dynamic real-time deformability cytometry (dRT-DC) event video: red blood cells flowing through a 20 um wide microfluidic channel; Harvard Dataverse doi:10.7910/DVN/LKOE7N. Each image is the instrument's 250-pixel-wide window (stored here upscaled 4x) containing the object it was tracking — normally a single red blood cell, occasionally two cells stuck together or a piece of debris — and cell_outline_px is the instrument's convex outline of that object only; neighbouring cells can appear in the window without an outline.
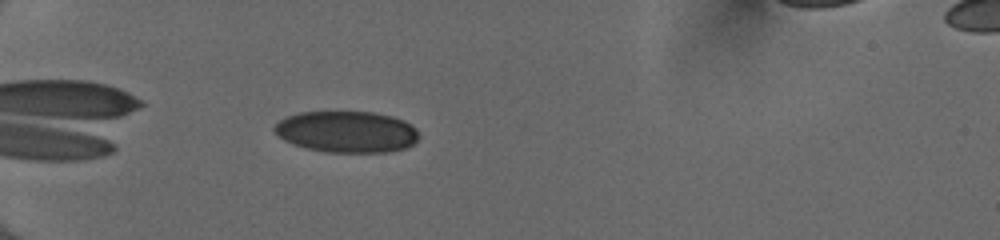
{"species": "human", "species_latin": "Homo sapiens", "temperature_condition": "cold", "stored_images_in_passage": 36, "camera_frame_rate_fps": 3000, "um_per_image_px": 0.085, "donor": {"sex": "female"}, "frame": {"image": 1, "passage_image": 1, "time_ms": 0.0, "image_size_px": [1000, 240], "cell_outline_px": [[420, 136], [412, 144], [404, 148], [388, 152], [324, 152], [292, 144], [284, 140], [272, 128], [284, 116], [296, 112], [372, 112], [392, 116], [404, 120], [412, 124], [416, 128]], "centroid_in_image_um": [29.47, 11.19], "position_along_channel_um": 55.5, "area_um2": 35.03}}
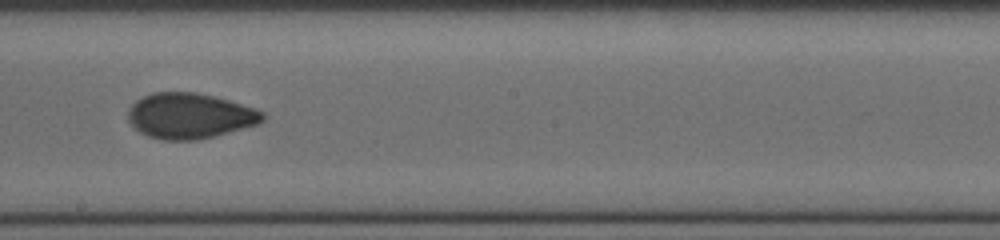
{"frame": {"image": 2, "passage_image": 16, "time_ms": 5.0, "image_size_px": [1000, 240], "cell_outline_px": [[264, 120], [260, 124], [196, 140], [164, 140], [148, 136], [140, 132], [128, 120], [128, 108], [136, 100], [152, 92], [196, 92], [228, 100], [256, 108], [264, 112]], "centroid_in_image_um": [16.14, 9.84], "position_along_channel_um": 232.1, "area_um2": 35.6}}
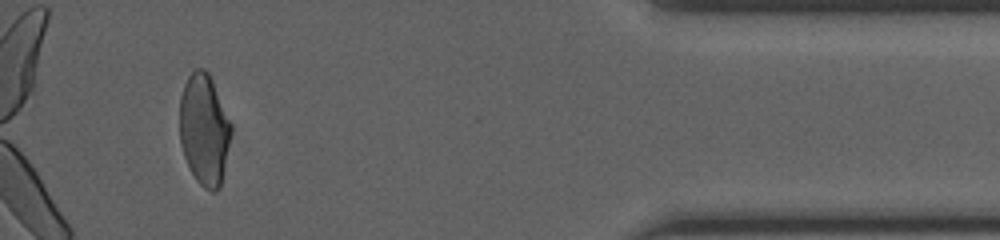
{"frame": {"image": 3, "passage_image": 33, "time_ms": 10.667, "image_size_px": [1000, 240], "cell_outline_px": [[232, 132], [220, 188], [216, 192], [212, 192], [204, 188], [196, 180], [188, 168], [180, 144], [180, 96], [184, 84], [188, 76], [196, 68], [204, 68], [208, 72], [212, 80], [232, 124]], "centroid_in_image_um": [17.36, 11.03], "position_along_channel_um": 417.8, "area_um2": 33.64}, "authors_computed_cell_mechanics": {"area_um2": 34.9979, "velocity_mm_per_s": 4.0553, "shape_relaxation_time_tau1_ms": null, "shape_relaxation_time_tau2_ms": 0.9884, "deformation_change_tau1": null, "deformation_change_tau2": 0.0493}}